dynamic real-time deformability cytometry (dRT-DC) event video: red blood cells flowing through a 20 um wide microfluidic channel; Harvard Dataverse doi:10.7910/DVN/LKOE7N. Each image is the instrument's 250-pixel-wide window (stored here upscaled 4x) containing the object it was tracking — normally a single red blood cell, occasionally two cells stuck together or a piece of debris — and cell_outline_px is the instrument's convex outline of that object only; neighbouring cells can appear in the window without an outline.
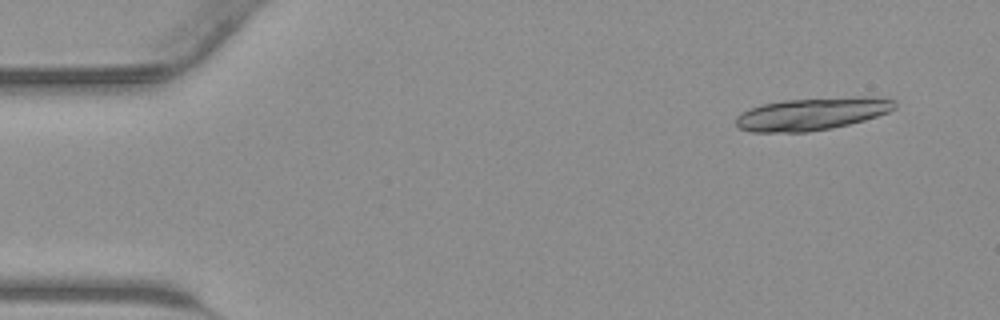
{"species": "common noctule bat (a hibernating species)", "species_latin": "Nyctalus noctula", "temperature_condition": "warm", "stored_images_in_passage": 15, "camera_frame_rate_fps": 3000, "um_per_image_px": 0.085, "animal": {"sex": "male", "body_mass_g": 23.1, "forearm_length_mm": 52.7}, "frame": {"image": 1, "passage_image": 4, "time_ms": 1.0, "image_size_px": [1000, 320], "cell_outline_px": [[896, 108], [888, 112], [864, 120], [832, 128], [808, 132], [752, 132], [740, 128], [736, 124], [736, 116], [760, 104], [784, 100], [856, 96], [872, 96], [896, 100]], "centroid_in_image_um": [69.06, 9.67], "position_along_channel_um": 15.9, "area_um2": 30.17}}